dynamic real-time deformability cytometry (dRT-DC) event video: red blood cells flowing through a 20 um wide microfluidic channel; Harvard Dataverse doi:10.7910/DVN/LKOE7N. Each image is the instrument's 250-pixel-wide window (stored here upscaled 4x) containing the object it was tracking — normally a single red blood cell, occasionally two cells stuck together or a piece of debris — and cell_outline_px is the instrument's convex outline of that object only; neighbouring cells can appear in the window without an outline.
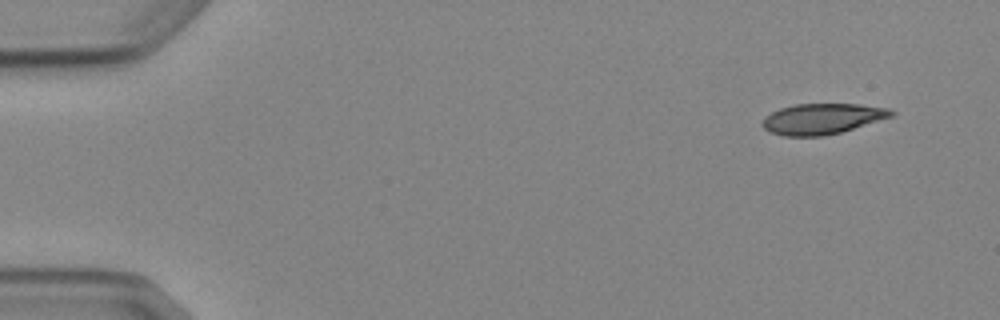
{"species": "Egyptian fruit bat (a non-hibernating species)", "species_latin": "Rousettus aegyptiacus", "temperature_condition": "cold", "stored_images_in_passage": 5, "camera_frame_rate_fps": 3000, "um_per_image_px": 0.085, "animal": {"sex": "female"}, "frame": {"image": 1, "passage_image": 1, "time_ms": 0.0, "image_size_px": [1000, 320], "cell_outline_px": [[896, 116], [840, 132], [824, 136], [784, 136], [768, 132], [760, 124], [764, 116], [780, 108], [796, 104], [860, 104], [888, 108], [896, 112]], "centroid_in_image_um": [69.9, 10.1], "position_along_channel_um": 15.1, "area_um2": 23.29}}
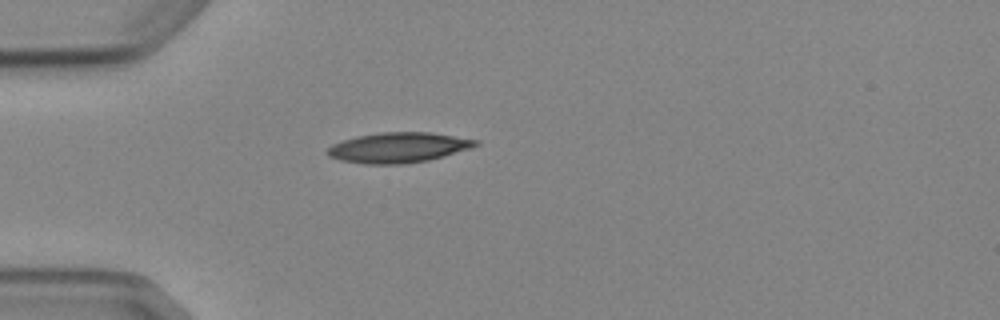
{"frame": {"image": 2, "passage_image": 4, "time_ms": 3.667, "image_size_px": [1000, 320], "cell_outline_px": [[480, 144], [444, 156], [428, 160], [404, 164], [364, 164], [340, 160], [328, 156], [324, 152], [332, 144], [356, 136], [380, 132], [432, 132], [480, 140]], "centroid_in_image_um": [33.84, 12.54], "position_along_channel_um": 51.2, "area_um2": 26.18}}